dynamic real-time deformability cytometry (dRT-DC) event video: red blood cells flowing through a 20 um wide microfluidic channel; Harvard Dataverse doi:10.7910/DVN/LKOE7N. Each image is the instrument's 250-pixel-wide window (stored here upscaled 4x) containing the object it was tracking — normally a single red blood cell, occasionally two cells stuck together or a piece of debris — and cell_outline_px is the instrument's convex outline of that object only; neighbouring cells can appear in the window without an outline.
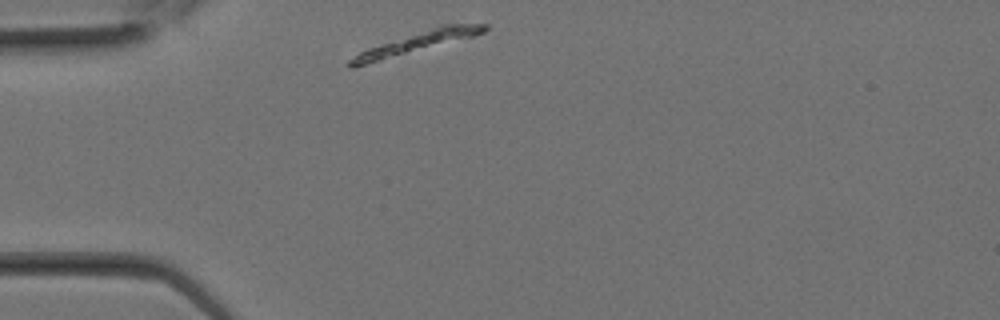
{"species": "Egyptian fruit bat (a non-hibernating species)", "species_latin": "Rousettus aegyptiacus", "temperature_condition": "room temperature", "stored_images_in_passage": 4, "camera_frame_rate_fps": 3000, "um_per_image_px": 0.085, "animal": {"sex": "female"}, "frame": {"image": 1, "passage_image": 1, "time_ms": 0.0, "image_size_px": [1000, 320], "cell_outline_px": [[488, 28], [484, 32], [472, 36], [364, 64], [348, 68], [344, 64], [348, 60], [360, 52], [368, 48], [440, 24], [488, 24]], "centroid_in_image_um": [35.42, 3.58], "position_along_channel_um": 49.6, "area_um2": 15.78}}
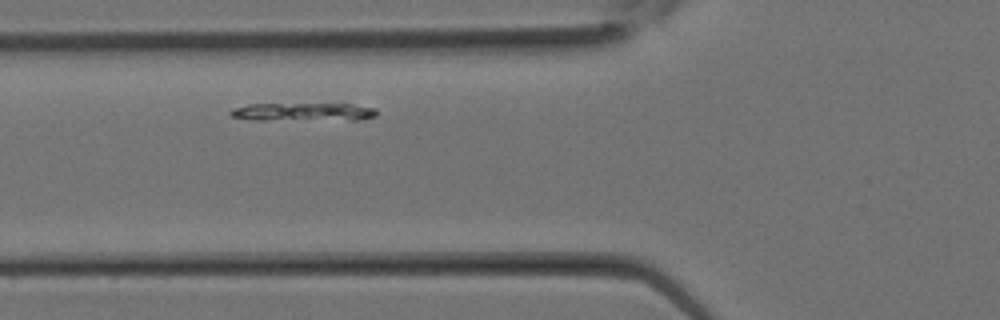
{"frame": {"image": 2, "passage_image": 4, "time_ms": 1.0, "image_size_px": [1000, 320], "cell_outline_px": [[380, 112], [376, 116], [360, 120], [256, 120], [232, 116], [228, 112], [232, 108], [248, 104], [352, 104], [376, 108]], "centroid_in_image_um": [25.84, 9.52], "position_along_channel_um": 100.0, "area_um2": 15.72}}